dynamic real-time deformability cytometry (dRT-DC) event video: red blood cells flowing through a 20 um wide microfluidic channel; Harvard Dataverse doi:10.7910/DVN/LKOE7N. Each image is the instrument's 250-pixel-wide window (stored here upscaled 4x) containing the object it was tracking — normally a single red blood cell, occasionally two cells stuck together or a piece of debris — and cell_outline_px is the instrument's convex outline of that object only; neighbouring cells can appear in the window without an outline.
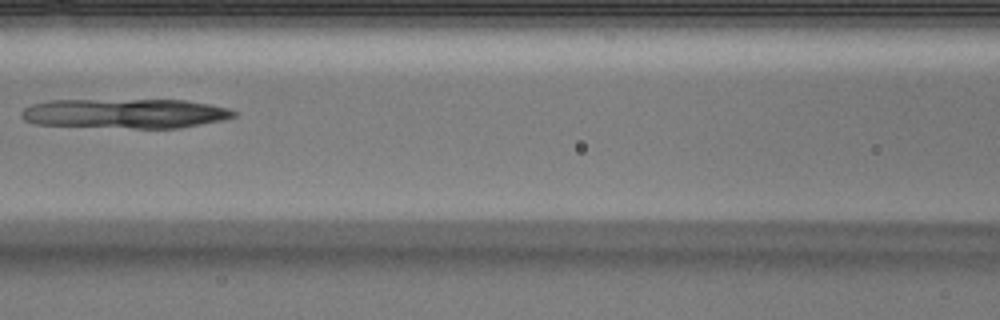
{"species": "Egyptian fruit bat (a non-hibernating species)", "species_latin": "Rousettus aegyptiacus", "temperature_condition": "warm", "stored_images_in_passage": 4, "camera_frame_rate_fps": 3000, "um_per_image_px": 0.085, "animal": {"sex": "male"}, "frame": {"image": 1, "passage_image": 3, "time_ms": 0.667, "image_size_px": [1000, 320], "cell_outline_px": [[236, 116], [220, 120], [180, 128], [132, 128], [36, 124], [24, 120], [20, 116], [20, 112], [24, 108], [32, 104], [52, 100], [184, 100], [208, 104], [228, 108], [236, 112]], "centroid_in_image_um": [10.61, 9.64], "position_along_channel_um": 156.0, "area_um2": 36.47}}